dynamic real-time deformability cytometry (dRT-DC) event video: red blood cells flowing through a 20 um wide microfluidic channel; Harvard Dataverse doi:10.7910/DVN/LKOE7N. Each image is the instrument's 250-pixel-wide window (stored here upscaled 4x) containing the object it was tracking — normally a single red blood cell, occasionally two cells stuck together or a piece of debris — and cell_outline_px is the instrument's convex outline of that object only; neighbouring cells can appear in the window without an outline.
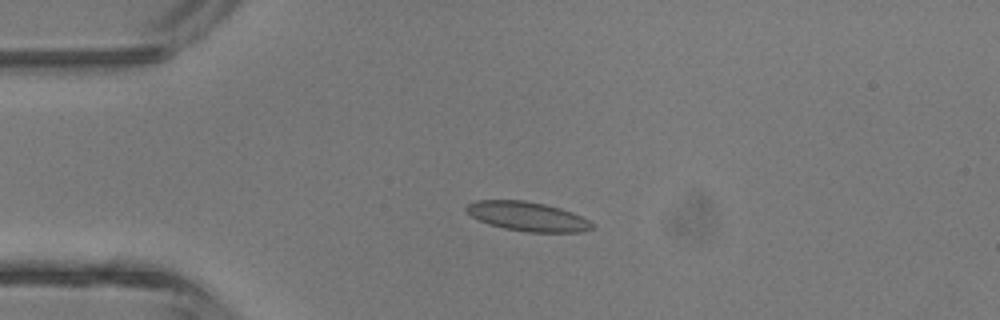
{"species": "common noctule bat (a hibernating species)", "species_latin": "Nyctalus noctula", "temperature_condition": "room temperature", "stored_images_in_passage": 4, "camera_frame_rate_fps": 3000, "um_per_image_px": 0.085, "animal": {"sex": "male", "body_mass_g": 13.3}, "frame": {"image": 1, "passage_image": 2, "time_ms": 1.333, "image_size_px": [1000, 320], "cell_outline_px": [[596, 224], [592, 228], [580, 232], [528, 232], [504, 228], [488, 224], [472, 216], [464, 208], [468, 204], [476, 200], [524, 200], [544, 204], [560, 208], [572, 212]], "centroid_in_image_um": [44.84, 18.39], "position_along_channel_um": 40.2, "area_um2": 21.33}}
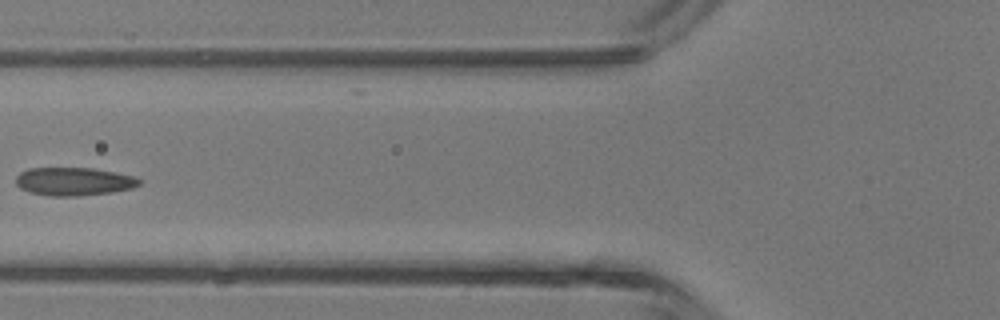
{"frame": {"image": 2, "passage_image": 4, "time_ms": 3.667, "image_size_px": [1000, 320], "cell_outline_px": [[140, 184], [132, 188], [112, 192], [76, 196], [48, 196], [28, 192], [20, 188], [16, 184], [16, 176], [20, 172], [28, 168], [92, 168], [116, 172], [136, 176], [140, 180]], "centroid_in_image_um": [6.26, 15.42], "position_along_channel_um": 119.5, "area_um2": 20.4}}